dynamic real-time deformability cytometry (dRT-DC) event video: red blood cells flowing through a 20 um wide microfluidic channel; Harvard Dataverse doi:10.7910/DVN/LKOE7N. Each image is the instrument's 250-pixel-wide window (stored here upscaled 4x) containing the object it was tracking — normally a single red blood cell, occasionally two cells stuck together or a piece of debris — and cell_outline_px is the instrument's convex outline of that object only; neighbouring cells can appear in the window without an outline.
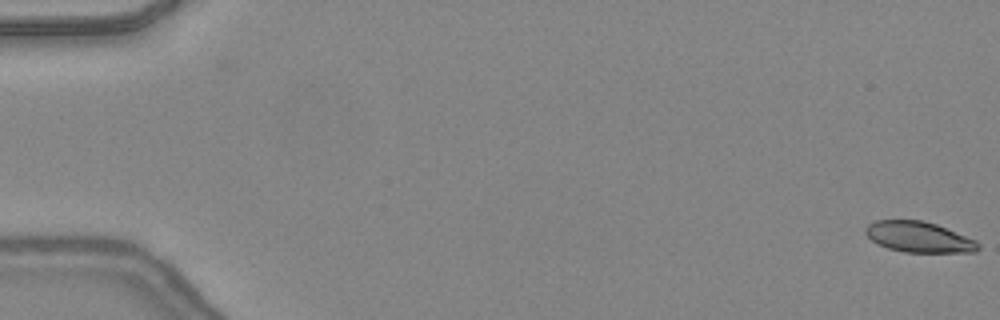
{"species": "common noctule bat (a hibernating species)", "species_latin": "Nyctalus noctula", "temperature_condition": "warm", "stored_images_in_passage": 16, "camera_frame_rate_fps": 3000, "um_per_image_px": 0.085, "animal": {"sex": "female", "body_mass_g": 24.6, "forearm_length_mm": 56.2}, "frame": {"image": 1, "passage_image": 1, "time_ms": 0.0, "image_size_px": [1000, 320], "cell_outline_px": [[980, 248], [976, 252], [904, 252], [888, 248], [876, 244], [864, 232], [864, 228], [868, 224], [876, 220], [924, 220], [936, 224], [976, 240], [980, 244]], "centroid_in_image_um": [78.09, 20.14], "position_along_channel_um": 6.9, "area_um2": 20.23}}
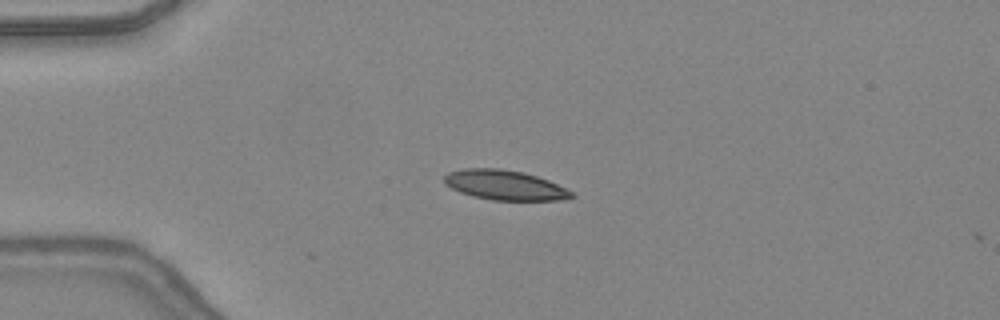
{"frame": {"image": 2, "passage_image": 13, "time_ms": 4.0, "image_size_px": [1000, 320], "cell_outline_px": [[576, 196], [560, 200], [492, 200], [472, 196], [460, 192], [444, 184], [444, 176], [448, 172], [464, 168], [500, 168], [524, 172], [548, 180], [572, 192]], "centroid_in_image_um": [42.87, 15.72], "position_along_channel_um": 42.1, "area_um2": 22.08}}